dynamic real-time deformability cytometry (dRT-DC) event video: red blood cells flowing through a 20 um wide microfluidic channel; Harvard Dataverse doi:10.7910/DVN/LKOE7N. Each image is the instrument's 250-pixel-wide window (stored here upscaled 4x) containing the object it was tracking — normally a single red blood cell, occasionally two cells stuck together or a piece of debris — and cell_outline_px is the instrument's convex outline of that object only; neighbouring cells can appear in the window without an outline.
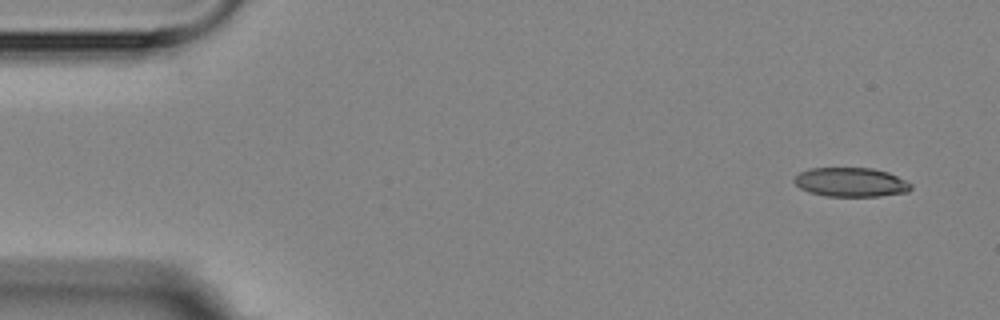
{"species": "Egyptian fruit bat (a non-hibernating species)", "species_latin": "Rousettus aegyptiacus", "temperature_condition": "room temperature", "stored_images_in_passage": 6, "camera_frame_rate_fps": 3000, "um_per_image_px": 0.085, "animal": {"sex": "female"}, "frame": {"image": 1, "passage_image": 1, "time_ms": 0.0, "image_size_px": [1000, 320], "cell_outline_px": [[912, 188], [908, 192], [880, 196], [824, 196], [808, 192], [800, 188], [792, 180], [800, 172], [808, 168], [872, 168], [888, 172], [912, 184]], "centroid_in_image_um": [72.31, 15.49], "position_along_channel_um": 12.7, "area_um2": 19.88}}
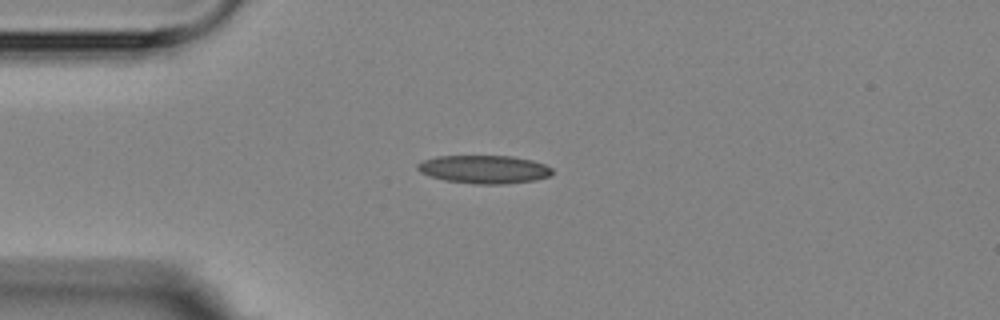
{"frame": {"image": 2, "passage_image": 4, "time_ms": 3.333, "image_size_px": [1000, 320], "cell_outline_px": [[552, 176], [536, 180], [504, 184], [476, 184], [444, 180], [420, 172], [416, 168], [416, 164], [424, 160], [436, 156], [512, 156], [532, 160], [544, 164], [552, 168]], "centroid_in_image_um": [41.17, 14.39], "position_along_channel_um": 43.8, "area_um2": 22.2}}
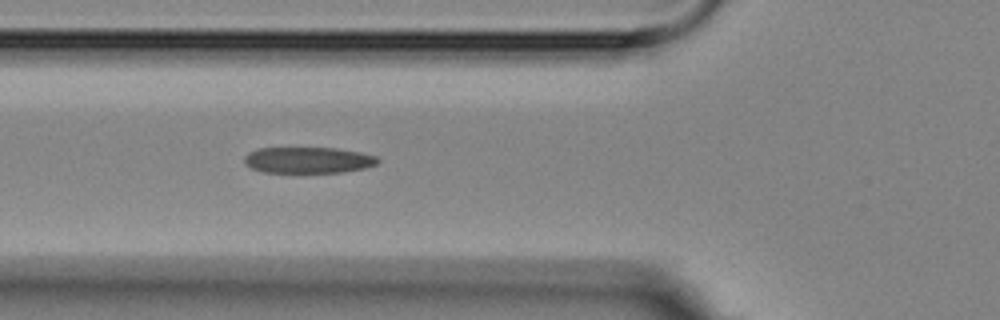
{"frame": {"image": 3, "passage_image": 6, "time_ms": 5.333, "image_size_px": [1000, 320], "cell_outline_px": [[380, 160], [376, 164], [364, 168], [344, 172], [264, 172], [252, 168], [244, 164], [244, 156], [248, 152], [256, 148], [336, 148], [360, 152], [376, 156]], "centroid_in_image_um": [26.17, 13.6], "position_along_channel_um": 99.6, "area_um2": 20.35}}